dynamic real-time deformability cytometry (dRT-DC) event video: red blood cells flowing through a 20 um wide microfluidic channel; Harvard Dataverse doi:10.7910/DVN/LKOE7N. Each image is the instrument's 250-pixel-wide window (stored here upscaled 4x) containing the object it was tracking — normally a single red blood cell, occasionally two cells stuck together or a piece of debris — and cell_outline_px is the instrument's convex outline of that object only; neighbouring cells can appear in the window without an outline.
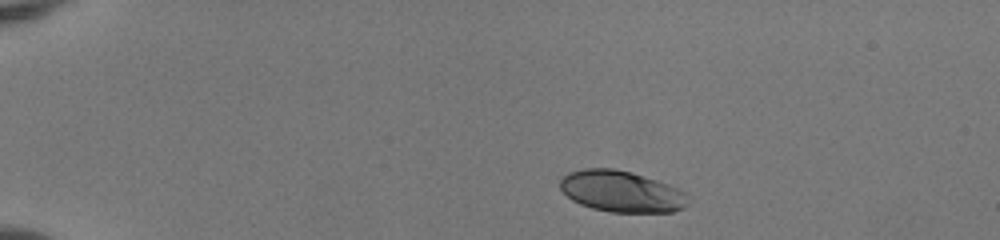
{"species": "human", "species_latin": "Homo sapiens", "temperature_condition": "room temperature", "stored_images_in_passage": 43, "camera_frame_rate_fps": 3000, "um_per_image_px": 0.085, "donor": {"sex": "female"}, "frame": {"image": 1, "passage_image": 1, "time_ms": 0.0, "image_size_px": [1000, 240], "cell_outline_px": [[688, 204], [684, 208], [672, 212], [612, 212], [592, 208], [580, 204], [572, 200], [560, 188], [560, 180], [568, 172], [584, 168], [616, 168], [632, 172], [668, 184], [684, 192], [688, 196]], "centroid_in_image_um": [52.82, 16.27], "position_along_channel_um": 32.2, "area_um2": 30.81}}
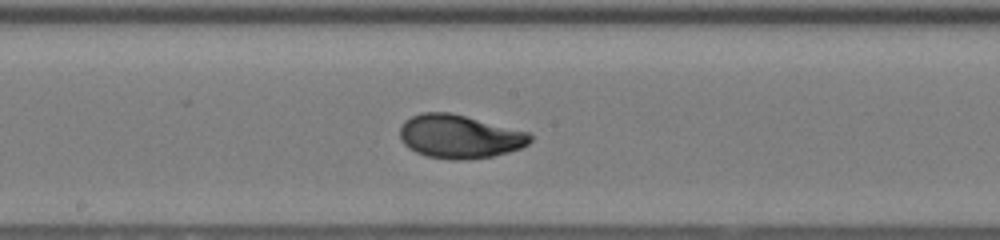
{"frame": {"image": 2, "passage_image": 21, "time_ms": 6.667, "image_size_px": [1000, 240], "cell_outline_px": [[532, 140], [528, 144], [520, 148], [508, 152], [492, 156], [468, 160], [452, 160], [428, 156], [416, 152], [408, 148], [400, 140], [400, 128], [404, 120], [420, 112], [448, 112], [528, 132], [532, 136]], "centroid_in_image_um": [39.03, 11.61], "position_along_channel_um": 209.2, "area_um2": 32.95}}
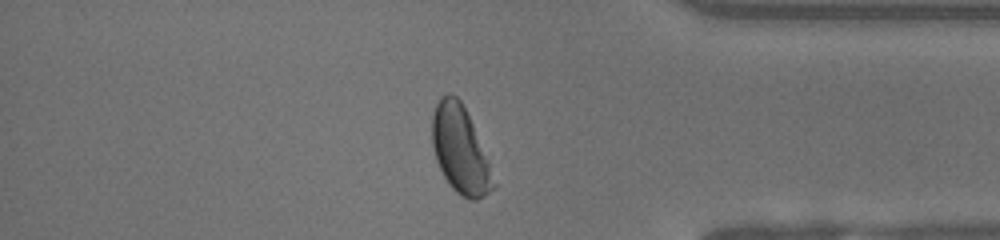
{"frame": {"image": 3, "passage_image": 36, "time_ms": 11.667, "image_size_px": [1000, 240], "cell_outline_px": [[496, 188], [476, 200], [472, 200], [456, 192], [452, 188], [444, 176], [436, 160], [432, 144], [432, 116], [436, 104], [440, 96], [448, 92], [452, 92], [460, 100], [472, 124], [488, 160], [496, 184]], "centroid_in_image_um": [39.1, 12.72], "position_along_channel_um": 396.1, "area_um2": 30.81}, "authors_computed_cell_mechanics": {"area_um2": 31.9056, "velocity_mm_per_s": 3.9976, "shape_relaxation_time_tau1_ms": 3.176, "shape_relaxation_time_tau2_ms": null, "deformation_change_tau1": 0.1629, "deformation_change_tau2": null}}